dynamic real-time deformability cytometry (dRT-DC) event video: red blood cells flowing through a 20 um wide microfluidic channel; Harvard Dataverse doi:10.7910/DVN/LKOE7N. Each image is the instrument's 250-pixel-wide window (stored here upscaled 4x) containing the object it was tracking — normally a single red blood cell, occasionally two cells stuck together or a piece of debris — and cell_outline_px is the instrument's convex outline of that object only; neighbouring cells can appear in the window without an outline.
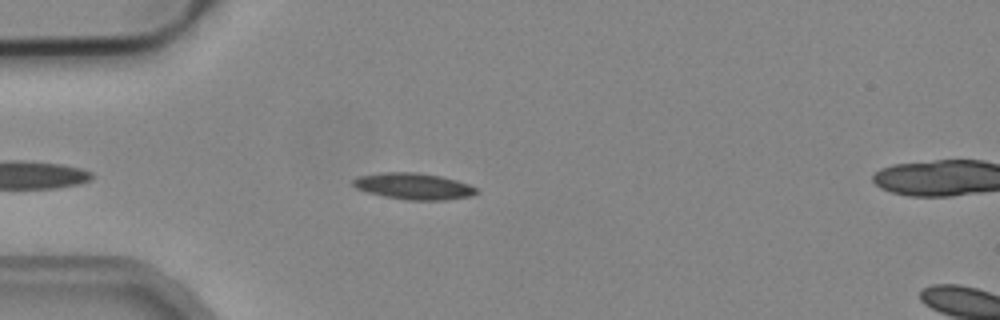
{"species": "common noctule bat (a hibernating species)", "species_latin": "Nyctalus noctula", "temperature_condition": "cold", "stored_images_in_passage": 3, "camera_frame_rate_fps": 3000, "um_per_image_px": 0.085, "animal": {"sex": "male", "body_mass_g": 19.2, "forearm_length_mm": 51.8}, "frame": {"image": 1, "passage_image": 2, "time_ms": 0.333, "image_size_px": [1000, 320], "cell_outline_px": [[476, 192], [468, 196], [444, 200], [408, 200], [384, 196], [368, 192], [356, 188], [352, 184], [352, 180], [356, 176], [380, 172], [416, 172], [440, 176], [456, 180], [468, 184], [476, 188]], "centroid_in_image_um": [35.08, 15.81], "position_along_channel_um": 49.9, "area_um2": 18.84}}